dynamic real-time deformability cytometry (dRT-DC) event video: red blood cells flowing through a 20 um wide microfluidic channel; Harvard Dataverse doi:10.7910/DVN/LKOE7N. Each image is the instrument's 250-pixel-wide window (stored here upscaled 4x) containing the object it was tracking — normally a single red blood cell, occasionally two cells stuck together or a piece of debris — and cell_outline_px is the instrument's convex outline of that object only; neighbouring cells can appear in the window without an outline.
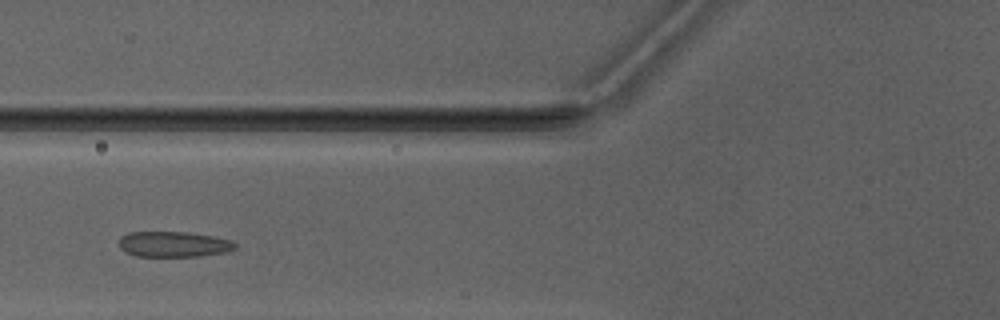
{"species": "Egyptian fruit bat (a non-hibernating species)", "species_latin": "Rousettus aegyptiacus", "temperature_condition": "warm", "stored_images_in_passage": 2, "camera_frame_rate_fps": 3000, "um_per_image_px": 0.085, "animal": {"sex": "male"}, "frame": {"image": 1, "passage_image": 2, "time_ms": 1.0, "image_size_px": [1000, 320], "cell_outline_px": [[236, 248], [224, 252], [200, 256], [136, 256], [124, 252], [120, 248], [120, 236], [128, 232], [188, 232], [216, 236], [232, 240], [236, 244]], "centroid_in_image_um": [14.76, 20.75], "position_along_channel_um": 111.0, "area_um2": 17.4}}